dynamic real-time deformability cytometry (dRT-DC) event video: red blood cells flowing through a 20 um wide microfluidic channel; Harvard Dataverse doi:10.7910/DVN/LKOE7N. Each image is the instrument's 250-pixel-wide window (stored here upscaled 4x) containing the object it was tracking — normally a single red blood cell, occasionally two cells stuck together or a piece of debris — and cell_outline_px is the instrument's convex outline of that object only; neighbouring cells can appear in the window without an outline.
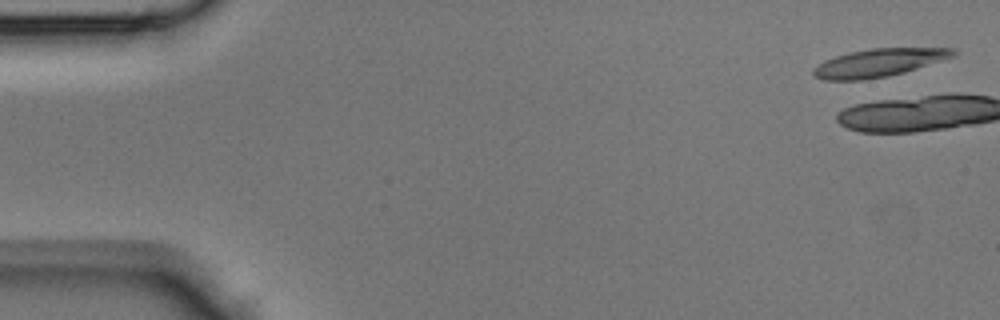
{"species": "Egyptian fruit bat (a non-hibernating species)", "species_latin": "Rousettus aegyptiacus", "temperature_condition": "room temperature", "stored_images_in_passage": 2, "camera_frame_rate_fps": 3000, "um_per_image_px": 0.085, "animal": {"sex": "male"}, "frame": {"image": 1, "passage_image": 1, "time_ms": 0.0, "image_size_px": [1000, 320], "cell_outline_px": [[956, 56], [904, 72], [888, 76], [864, 80], [824, 80], [812, 76], [812, 68], [824, 60], [836, 56], [868, 48], [956, 48]], "centroid_in_image_um": [74.68, 5.34], "position_along_channel_um": 10.3, "area_um2": 22.89}}